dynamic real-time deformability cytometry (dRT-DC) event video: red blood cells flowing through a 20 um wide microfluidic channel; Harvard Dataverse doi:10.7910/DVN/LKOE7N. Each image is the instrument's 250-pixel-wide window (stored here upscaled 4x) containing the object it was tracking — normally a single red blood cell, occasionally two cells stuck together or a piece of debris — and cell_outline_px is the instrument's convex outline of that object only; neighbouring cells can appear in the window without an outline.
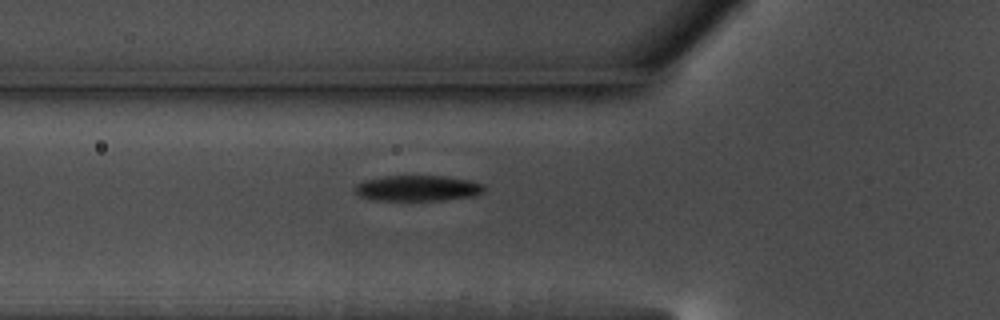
{"species": "common noctule bat (a hibernating species)", "species_latin": "Nyctalus noctula", "temperature_condition": "warm", "stored_images_in_passage": 38, "camera_frame_rate_fps": 3000, "um_per_image_px": 0.085, "animal": {"sex": "male", "body_mass_g": 17.5, "forearm_length_mm": 52.3}, "frame": {"image": 1, "passage_image": 2, "time_ms": 0.333, "image_size_px": [1000, 320], "cell_outline_px": [[484, 192], [476, 196], [440, 200], [376, 200], [360, 196], [352, 188], [356, 184], [364, 180], [388, 176], [448, 176], [472, 180], [484, 184]], "centroid_in_image_um": [35.54, 15.99], "position_along_channel_um": 90.3, "area_um2": 19.48}}
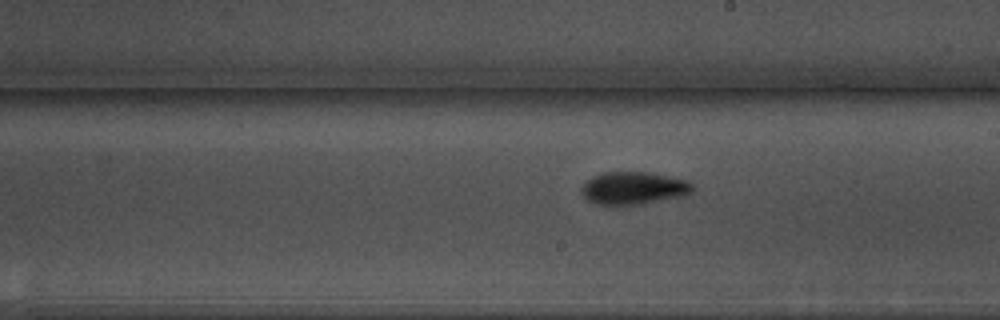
{"frame": {"image": 2, "passage_image": 14, "time_ms": 4.333, "image_size_px": [1000, 320], "cell_outline_px": [[696, 188], [692, 192], [684, 196], [644, 204], [608, 208], [596, 204], [588, 200], [580, 192], [580, 188], [592, 176], [604, 172], [648, 172], [688, 180]], "centroid_in_image_um": [53.84, 16.03], "position_along_channel_um": 235.2, "area_um2": 21.91}}
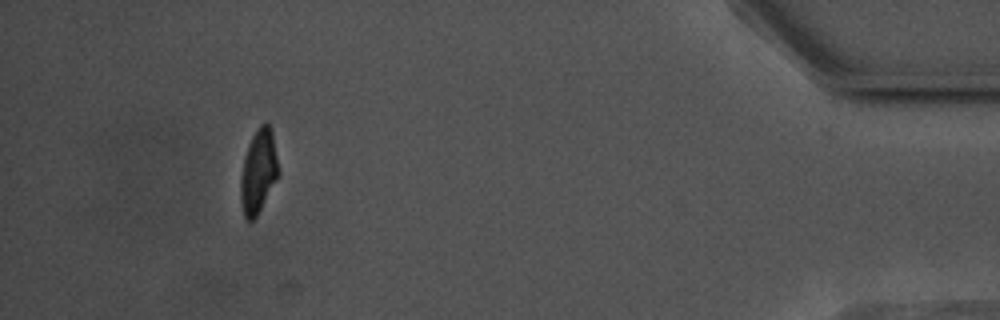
{"frame": {"image": 3, "passage_image": 34, "time_ms": 11.0, "image_size_px": [1000, 320], "cell_outline_px": [[280, 172], [276, 180], [256, 216], [252, 220], [248, 220], [244, 216], [240, 200], [240, 180], [244, 156], [248, 144], [252, 136], [260, 124], [268, 124], [272, 128]], "centroid_in_image_um": [21.97, 14.53], "position_along_channel_um": 413.2, "area_um2": 18.44}}